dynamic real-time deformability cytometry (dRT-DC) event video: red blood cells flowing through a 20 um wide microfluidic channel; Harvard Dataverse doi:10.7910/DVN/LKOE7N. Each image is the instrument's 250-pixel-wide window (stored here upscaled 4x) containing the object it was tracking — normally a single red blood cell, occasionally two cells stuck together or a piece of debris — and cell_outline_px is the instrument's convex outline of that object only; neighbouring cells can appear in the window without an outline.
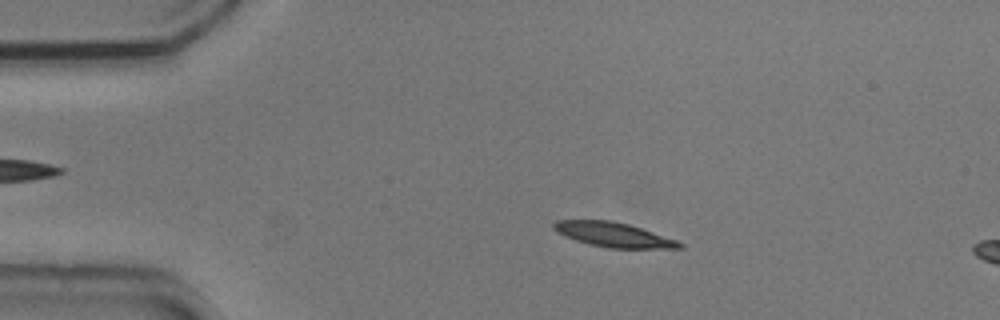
{"species": "common noctule bat (a hibernating species)", "species_latin": "Nyctalus noctula", "temperature_condition": "cold", "stored_images_in_passage": 54, "camera_frame_rate_fps": 3000, "um_per_image_px": 0.085, "animal": {"sex": "male", "body_mass_g": 20.5, "forearm_length_mm": 52.5}, "frame": {"image": 1, "passage_image": 10, "time_ms": 3.0, "image_size_px": [1000, 320], "cell_outline_px": [[684, 248], [608, 248], [588, 244], [564, 236], [556, 232], [552, 228], [552, 224], [556, 220], [608, 220], [628, 224], [676, 240], [684, 244]], "centroid_in_image_um": [52.09, 19.95], "position_along_channel_um": 32.9, "area_um2": 17.92}}
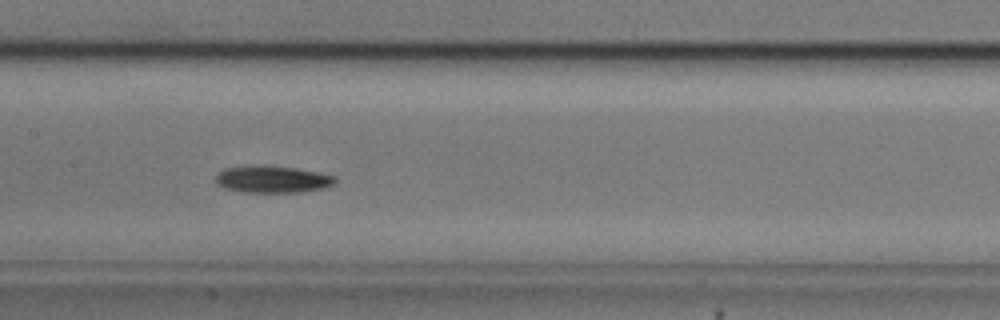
{"frame": {"image": 2, "passage_image": 26, "time_ms": 8.333, "image_size_px": [1000, 320], "cell_outline_px": [[336, 180], [332, 184], [324, 188], [300, 192], [244, 192], [224, 188], [216, 184], [216, 176], [224, 168], [256, 164], [264, 164], [296, 168], [336, 176]], "centroid_in_image_um": [23.12, 15.22], "position_along_channel_um": 184.3, "area_um2": 18.96}}
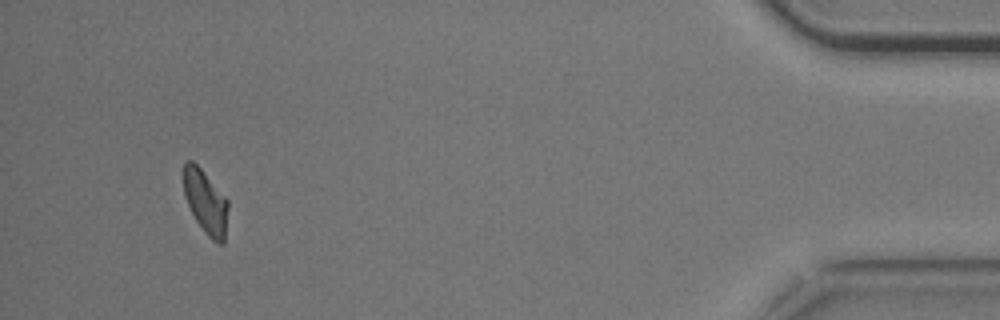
{"frame": {"image": 3, "passage_image": 51, "time_ms": 16.667, "image_size_px": [1000, 320], "cell_outline_px": [[228, 208], [224, 244], [220, 244], [212, 240], [204, 232], [196, 220], [184, 196], [184, 160], [192, 160], [200, 168], [228, 200]], "centroid_in_image_um": [17.48, 17.18], "position_along_channel_um": 417.7, "area_um2": 16.36}, "authors_computed_cell_mechanics": {"area_um2": 18.3226, "velocity_mm_per_s": 3.6643, "shape_relaxation_time_tau1_ms": 2.9236, "shape_relaxation_time_tau2_ms": null, "deformation_change_tau1": 0.1058, "deformation_change_tau2": null}}